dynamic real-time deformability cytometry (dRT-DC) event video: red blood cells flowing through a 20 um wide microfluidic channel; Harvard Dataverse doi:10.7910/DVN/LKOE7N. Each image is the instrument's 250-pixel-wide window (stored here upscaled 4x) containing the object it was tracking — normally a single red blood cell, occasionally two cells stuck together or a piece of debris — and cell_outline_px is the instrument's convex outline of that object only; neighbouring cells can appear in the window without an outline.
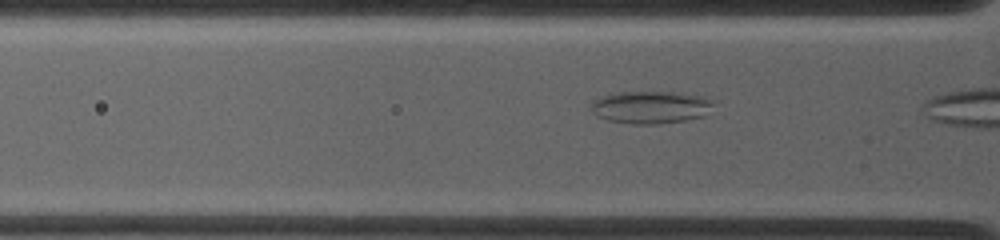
{"species": "common noctule bat (a hibernating species)", "species_latin": "Nyctalus noctula", "temperature_condition": "warm", "stored_images_in_passage": 7, "camera_frame_rate_fps": 4500, "um_per_image_px": 0.085, "animal": {"sex": "female", "body_mass_g": 19.0, "forearm_length_mm": 53.3}, "frame": {"image": 1, "passage_image": 5, "time_ms": 0.889, "image_size_px": [1000, 240], "cell_outline_px": [[712, 104], [704, 116], [684, 120], [660, 124], [632, 124], [608, 120], [596, 116], [588, 108], [592, 100], [600, 96], [620, 92], [672, 92], [704, 96], [712, 100]], "centroid_in_image_um": [55.23, 9.11], "position_along_channel_um": 70.6, "area_um2": 23.29}}